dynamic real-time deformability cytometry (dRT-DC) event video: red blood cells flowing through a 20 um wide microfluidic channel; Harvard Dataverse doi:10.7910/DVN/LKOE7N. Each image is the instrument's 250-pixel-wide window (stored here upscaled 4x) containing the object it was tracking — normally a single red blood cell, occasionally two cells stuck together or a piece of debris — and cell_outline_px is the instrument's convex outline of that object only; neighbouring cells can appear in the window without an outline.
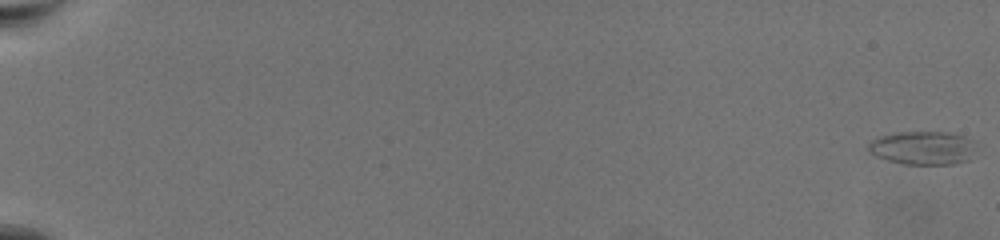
{"species": "common noctule bat (a hibernating species)", "species_latin": "Nyctalus noctula", "temperature_condition": "warm", "stored_images_in_passage": 26, "camera_frame_rate_fps": 3000, "um_per_image_px": 0.085, "animal": {"sex": "female", "body_mass_g": 19.5, "forearm_length_mm": 54.1}, "frame": {"image": 1, "passage_image": 1, "time_ms": 0.0, "image_size_px": [1000, 240], "cell_outline_px": [[976, 140], [968, 160], [956, 164], [904, 164], [888, 160], [876, 156], [868, 152], [868, 144], [872, 140], [880, 136], [892, 132], [948, 132], [964, 136]], "centroid_in_image_um": [78.42, 12.56], "position_along_channel_um": 6.6, "area_um2": 21.1}}
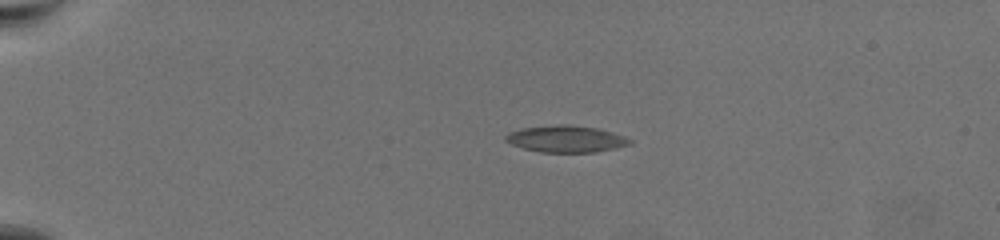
{"frame": {"image": 2, "passage_image": 18, "time_ms": 5.667, "image_size_px": [1000, 240], "cell_outline_px": [[632, 144], [616, 148], [596, 152], [540, 152], [524, 148], [512, 144], [504, 140], [504, 136], [508, 132], [524, 128], [560, 124], [568, 124], [596, 128], [612, 132], [624, 136], [632, 140]], "centroid_in_image_um": [48.12, 11.81], "position_along_channel_um": 36.9, "area_um2": 19.31}}